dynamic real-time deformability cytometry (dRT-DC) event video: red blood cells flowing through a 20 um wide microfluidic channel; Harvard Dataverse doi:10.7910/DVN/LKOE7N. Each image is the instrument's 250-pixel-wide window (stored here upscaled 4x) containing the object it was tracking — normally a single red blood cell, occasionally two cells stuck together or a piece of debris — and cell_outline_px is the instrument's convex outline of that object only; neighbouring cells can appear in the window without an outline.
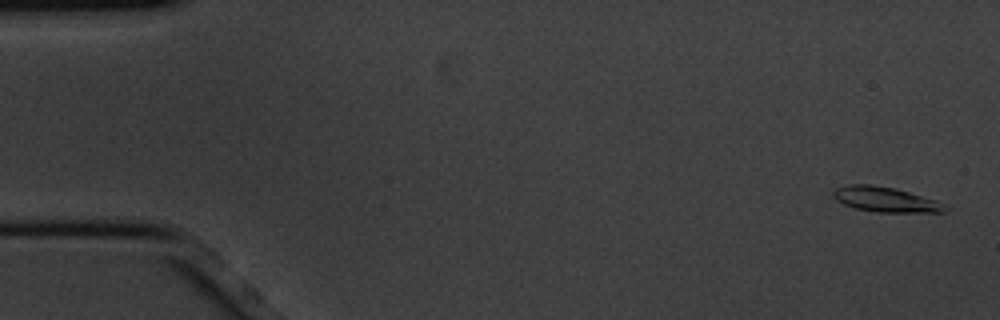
{"species": "common noctule bat (a hibernating species)", "species_latin": "Nyctalus noctula", "temperature_condition": "cold", "stored_images_in_passage": 4, "camera_frame_rate_fps": 3000, "um_per_image_px": 0.085, "animal": {"sex": "male", "body_mass_g": 20.1, "forearm_length_mm": 53.5}, "frame": {"image": 1, "passage_image": 1, "time_ms": 0.0, "image_size_px": [1000, 320], "cell_outline_px": [[948, 208], [944, 212], [876, 212], [856, 208], [844, 204], [836, 200], [832, 196], [832, 192], [836, 188], [848, 184], [868, 184], [892, 188], [908, 192], [936, 200]], "centroid_in_image_um": [75.22, 16.95], "position_along_channel_um": 9.8, "area_um2": 16.07}}